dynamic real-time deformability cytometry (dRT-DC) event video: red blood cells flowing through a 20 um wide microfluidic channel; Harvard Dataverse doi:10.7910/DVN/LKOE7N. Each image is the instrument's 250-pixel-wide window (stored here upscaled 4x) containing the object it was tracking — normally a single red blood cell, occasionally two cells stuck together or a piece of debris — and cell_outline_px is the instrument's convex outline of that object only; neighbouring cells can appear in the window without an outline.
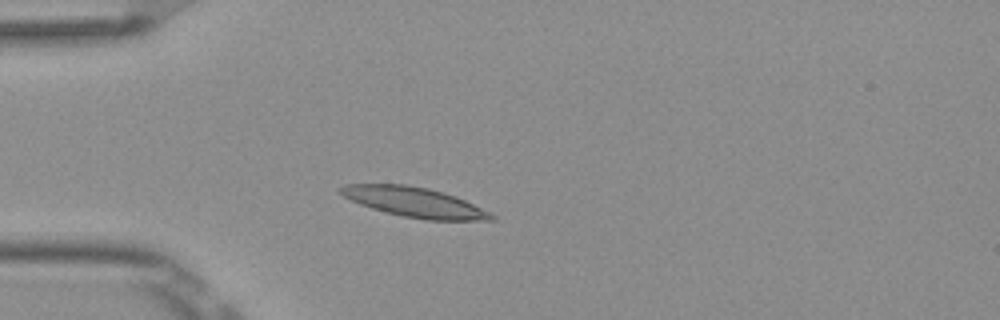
{"species": "Egyptian fruit bat (a non-hibernating species)", "species_latin": "Rousettus aegyptiacus", "temperature_condition": "room temperature", "stored_images_in_passage": 3, "camera_frame_rate_fps": 3000, "um_per_image_px": 0.085, "frame": {"image": 1, "passage_image": 3, "time_ms": 0.667, "image_size_px": [1000, 320], "cell_outline_px": [[496, 220], [428, 220], [404, 216], [372, 208], [360, 204], [344, 196], [336, 188], [348, 184], [408, 184], [428, 188], [444, 192], [456, 196], [496, 216]], "centroid_in_image_um": [35.22, 17.17], "position_along_channel_um": 49.8, "area_um2": 25.89}}